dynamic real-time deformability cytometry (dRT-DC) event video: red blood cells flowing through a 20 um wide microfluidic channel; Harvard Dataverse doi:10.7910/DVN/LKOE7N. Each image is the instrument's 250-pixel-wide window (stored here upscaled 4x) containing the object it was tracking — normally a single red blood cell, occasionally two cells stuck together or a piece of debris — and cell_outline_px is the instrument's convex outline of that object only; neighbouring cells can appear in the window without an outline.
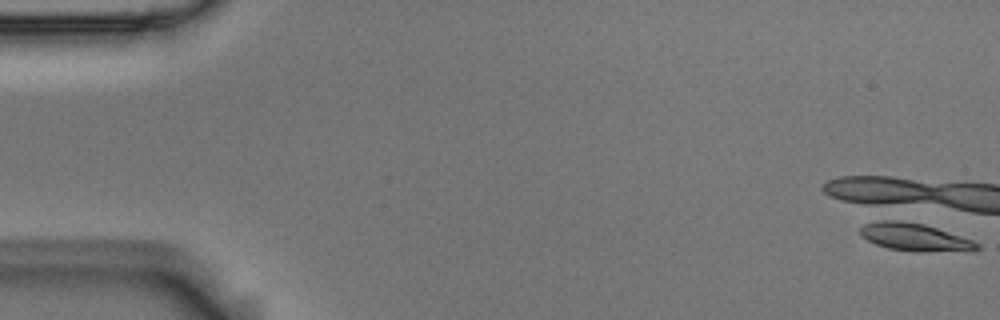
{"species": "Egyptian fruit bat (a non-hibernating species)", "species_latin": "Rousettus aegyptiacus", "temperature_condition": "room temperature", "stored_images_in_passage": 1, "camera_frame_rate_fps": 3000, "um_per_image_px": 0.085, "animal": {"sex": "male"}, "frame": {"image": 1, "passage_image": 1, "time_ms": 0.0, "image_size_px": [1000, 320], "cell_outline_px": [[980, 248], [972, 252], [920, 252], [888, 248], [876, 244], [860, 236], [860, 228], [864, 224], [872, 220], [896, 220], [924, 224], [972, 240], [980, 244]], "centroid_in_image_um": [77.78, 20.17], "position_along_channel_um": 7.2, "area_um2": 19.13}}